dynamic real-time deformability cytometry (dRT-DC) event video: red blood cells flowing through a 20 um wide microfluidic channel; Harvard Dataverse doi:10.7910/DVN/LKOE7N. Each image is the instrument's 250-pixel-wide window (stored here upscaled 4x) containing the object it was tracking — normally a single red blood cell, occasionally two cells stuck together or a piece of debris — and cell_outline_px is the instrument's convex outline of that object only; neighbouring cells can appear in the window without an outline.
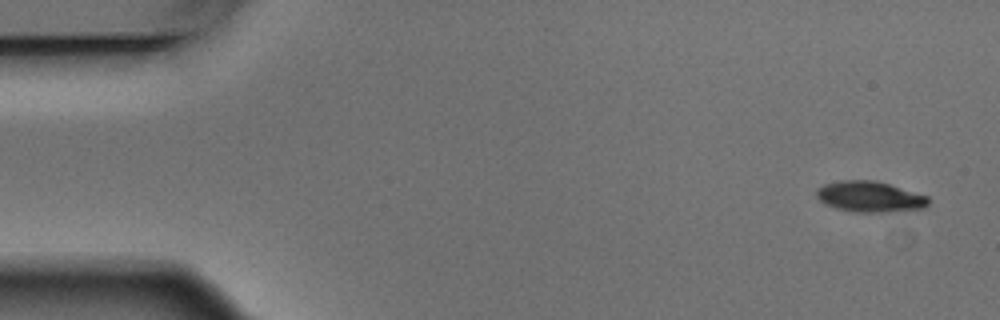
{"species": "Egyptian fruit bat (a non-hibernating species)", "species_latin": "Rousettus aegyptiacus", "temperature_condition": "warm", "stored_images_in_passage": 4, "camera_frame_rate_fps": 3000, "um_per_image_px": 0.085, "animal": {"sex": "male"}, "frame": {"image": 1, "passage_image": 1, "time_ms": 0.0, "image_size_px": [1000, 320], "cell_outline_px": [[928, 204], [924, 208], [896, 212], [852, 212], [836, 208], [824, 204], [816, 196], [816, 188], [824, 184], [840, 180], [876, 180], [928, 196]], "centroid_in_image_um": [73.91, 16.72], "position_along_channel_um": 11.1, "area_um2": 20.29}}
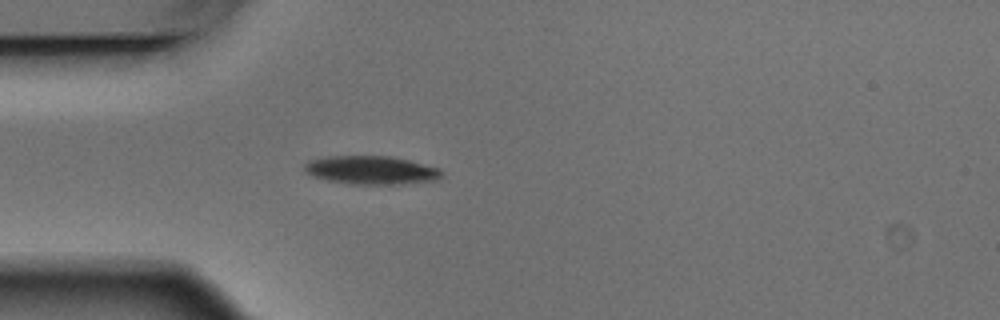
{"frame": {"image": 2, "passage_image": 4, "time_ms": 1.0, "image_size_px": [1000, 320], "cell_outline_px": [[444, 176], [436, 180], [400, 184], [348, 184], [328, 180], [312, 176], [304, 172], [304, 164], [308, 160], [328, 156], [392, 156], [440, 168], [444, 172]], "centroid_in_image_um": [31.55, 14.46], "position_along_channel_um": 53.4, "area_um2": 22.95}}